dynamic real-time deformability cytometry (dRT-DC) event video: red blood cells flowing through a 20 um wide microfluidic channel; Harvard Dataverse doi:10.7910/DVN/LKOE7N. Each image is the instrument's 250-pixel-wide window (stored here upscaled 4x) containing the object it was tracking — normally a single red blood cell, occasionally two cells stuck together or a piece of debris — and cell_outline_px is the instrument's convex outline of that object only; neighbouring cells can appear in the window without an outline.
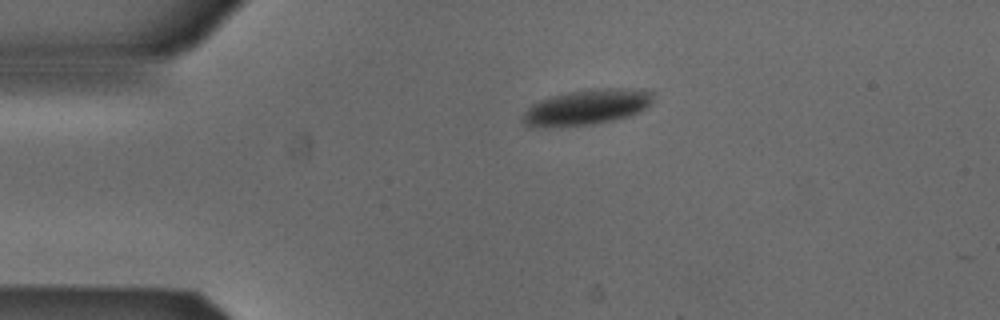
{"species": "Egyptian fruit bat (a non-hibernating species)", "species_latin": "Rousettus aegyptiacus", "temperature_condition": "cold", "stored_images_in_passage": 43, "camera_frame_rate_fps": 3000, "um_per_image_px": 0.085, "animal": {"sex": "male"}, "frame": {"image": 1, "passage_image": 1, "time_ms": 0.0, "image_size_px": [1000, 320], "cell_outline_px": [[656, 92], [652, 104], [640, 112], [628, 116], [612, 120], [592, 124], [548, 128], [532, 128], [524, 124], [524, 112], [532, 104], [548, 96], [568, 92], [592, 88], [644, 88]], "centroid_in_image_um": [49.93, 9.09], "position_along_channel_um": 35.1, "area_um2": 27.63}}
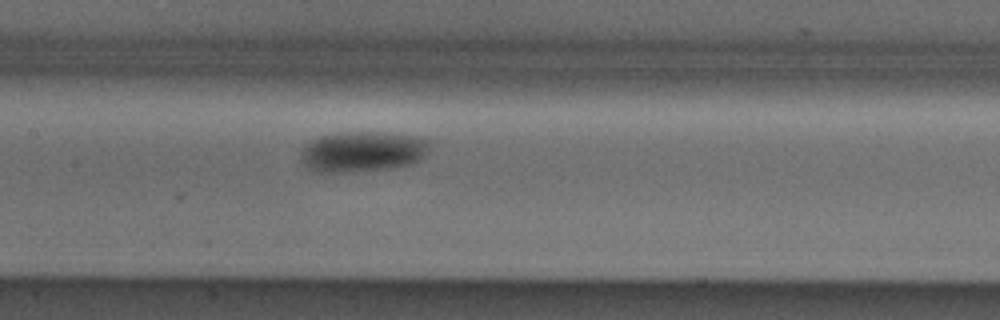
{"frame": {"image": 2, "passage_image": 15, "time_ms": 4.667, "image_size_px": [1000, 320], "cell_outline_px": [[428, 148], [424, 156], [420, 160], [412, 164], [392, 168], [352, 172], [316, 172], [308, 168], [304, 164], [304, 148], [312, 140], [320, 136], [340, 132], [384, 132], [424, 136], [428, 140]], "centroid_in_image_um": [30.9, 12.88], "position_along_channel_um": 176.5, "area_um2": 30.46}}
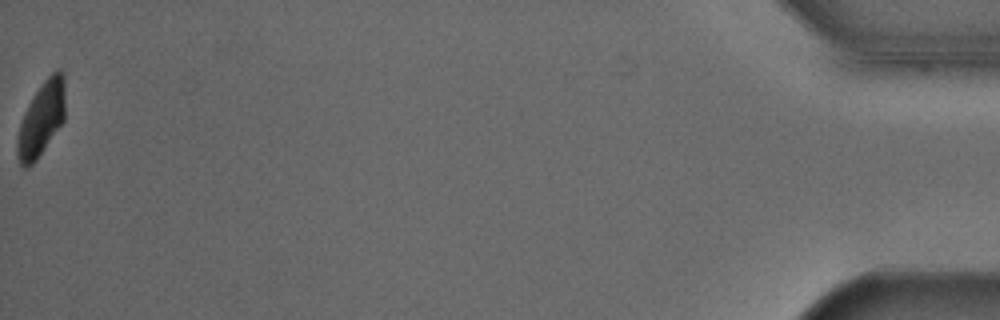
{"frame": {"image": 3, "passage_image": 43, "time_ms": 14.0, "image_size_px": [1000, 320], "cell_outline_px": [[64, 120], [36, 160], [28, 168], [24, 168], [20, 164], [16, 156], [16, 140], [20, 124], [24, 112], [32, 96], [40, 84], [56, 68], [60, 68], [64, 72]], "centroid_in_image_um": [3.5, 10.09], "position_along_channel_um": 431.7, "area_um2": 20.87}, "authors_computed_cell_mechanics": {"area_um2": 27.6284, "velocity_mm_per_s": 3.8543, "shape_relaxation_time_tau1_ms": 2.7649, "shape_relaxation_time_tau2_ms": null, "deformation_change_tau1": 0.1111, "deformation_change_tau2": null}}